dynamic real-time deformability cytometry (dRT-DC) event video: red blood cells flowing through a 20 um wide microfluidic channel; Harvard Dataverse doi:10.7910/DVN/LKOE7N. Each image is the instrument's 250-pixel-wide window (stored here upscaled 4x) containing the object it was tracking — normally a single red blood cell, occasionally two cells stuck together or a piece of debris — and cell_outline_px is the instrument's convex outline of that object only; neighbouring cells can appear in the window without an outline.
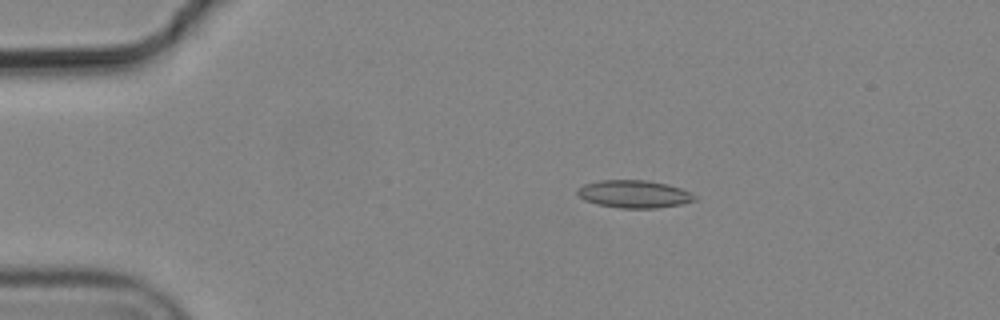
{"species": "common noctule bat (a hibernating species)", "species_latin": "Nyctalus noctula", "temperature_condition": "cold", "stored_images_in_passage": 7, "camera_frame_rate_fps": 3000, "um_per_image_px": 0.085, "animal": {"sex": "male", "body_mass_g": 19.2, "forearm_length_mm": 51.8}, "frame": {"image": 1, "passage_image": 2, "time_ms": 0.333, "image_size_px": [1000, 320], "cell_outline_px": [[696, 200], [680, 204], [656, 208], [620, 208], [596, 204], [584, 200], [576, 192], [576, 188], [584, 184], [600, 180], [648, 180], [668, 184], [680, 188], [696, 196]], "centroid_in_image_um": [53.86, 16.49], "position_along_channel_um": 31.1, "area_um2": 18.9}}
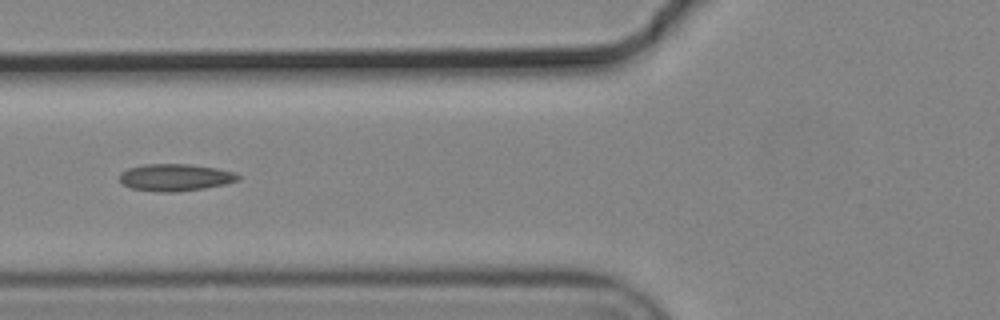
{"frame": {"image": 2, "passage_image": 5, "time_ms": 1.333, "image_size_px": [1000, 320], "cell_outline_px": [[240, 180], [224, 184], [204, 188], [176, 192], [156, 192], [132, 188], [124, 184], [120, 180], [120, 172], [128, 168], [144, 164], [188, 164], [216, 168], [236, 172], [240, 176]], "centroid_in_image_um": [14.91, 15.08], "position_along_channel_um": 110.9, "area_um2": 18.73}}
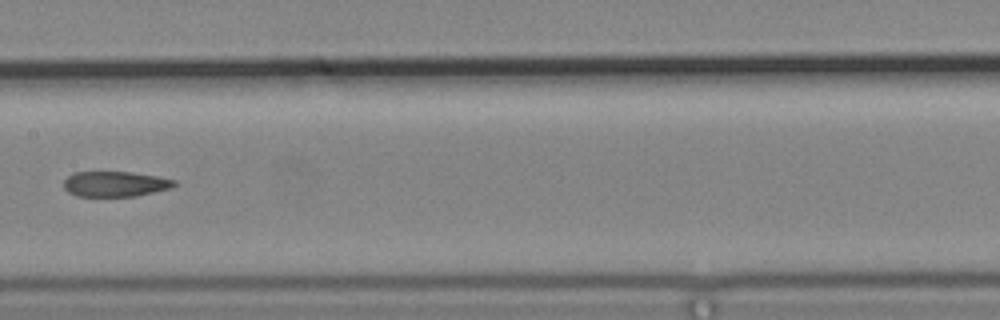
{"frame": {"image": 3, "passage_image": 7, "time_ms": 2.0, "image_size_px": [1000, 320], "cell_outline_px": [[176, 184], [172, 188], [136, 196], [76, 196], [68, 192], [64, 188], [64, 180], [72, 172], [132, 172], [160, 176], [176, 180]], "centroid_in_image_um": [9.81, 15.63], "position_along_channel_um": 197.6, "area_um2": 16.47}}